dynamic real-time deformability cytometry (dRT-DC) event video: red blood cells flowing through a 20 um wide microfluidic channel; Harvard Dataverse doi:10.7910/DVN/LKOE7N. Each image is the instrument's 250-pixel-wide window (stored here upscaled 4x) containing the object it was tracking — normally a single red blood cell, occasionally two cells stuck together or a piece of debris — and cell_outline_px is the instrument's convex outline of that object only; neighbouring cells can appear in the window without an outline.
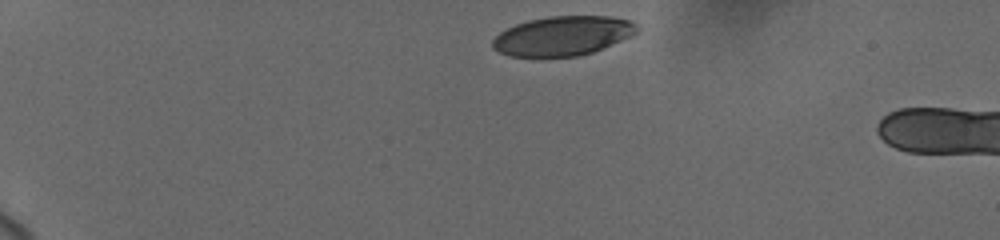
{"species": "human", "species_latin": "Homo sapiens", "temperature_condition": "cold", "stored_images_in_passage": 5, "camera_frame_rate_fps": 3000, "um_per_image_px": 0.085, "donor": {"sex": "female"}, "frame": {"image": 1, "passage_image": 1, "time_ms": 0.0, "image_size_px": [1000, 240], "cell_outline_px": [[636, 32], [632, 36], [592, 52], [576, 56], [508, 56], [492, 48], [492, 40], [500, 32], [516, 24], [528, 20], [552, 16], [608, 16], [628, 20], [636, 24]], "centroid_in_image_um": [47.81, 3.04], "position_along_channel_um": 37.2, "area_um2": 32.77}}